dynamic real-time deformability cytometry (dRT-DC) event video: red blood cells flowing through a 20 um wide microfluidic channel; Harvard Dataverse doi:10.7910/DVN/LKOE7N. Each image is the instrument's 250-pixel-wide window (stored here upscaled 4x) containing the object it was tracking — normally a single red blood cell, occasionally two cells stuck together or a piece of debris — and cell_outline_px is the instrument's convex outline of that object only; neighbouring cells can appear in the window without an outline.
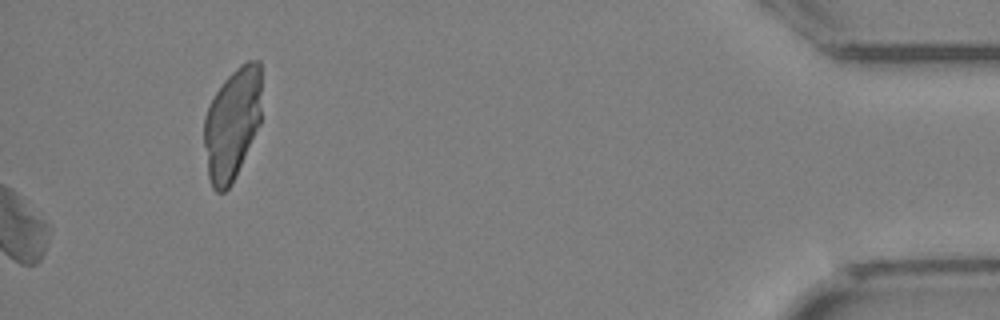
{"species": "Egyptian fruit bat (a non-hibernating species)", "species_latin": "Rousettus aegyptiacus", "temperature_condition": "cold", "stored_images_in_passage": 33, "camera_frame_rate_fps": 3000, "um_per_image_px": 0.085, "animal": {"sex": "female"}, "frame": {"image": 1, "passage_image": 33, "time_ms": 10.667, "image_size_px": [1000, 320], "cell_outline_px": [[260, 124], [232, 184], [224, 192], [216, 192], [212, 188], [208, 176], [204, 144], [204, 116], [216, 92], [224, 80], [240, 64], [248, 60], [260, 60]], "centroid_in_image_um": [19.73, 10.53], "position_along_channel_um": 415.5, "area_um2": 37.4}}